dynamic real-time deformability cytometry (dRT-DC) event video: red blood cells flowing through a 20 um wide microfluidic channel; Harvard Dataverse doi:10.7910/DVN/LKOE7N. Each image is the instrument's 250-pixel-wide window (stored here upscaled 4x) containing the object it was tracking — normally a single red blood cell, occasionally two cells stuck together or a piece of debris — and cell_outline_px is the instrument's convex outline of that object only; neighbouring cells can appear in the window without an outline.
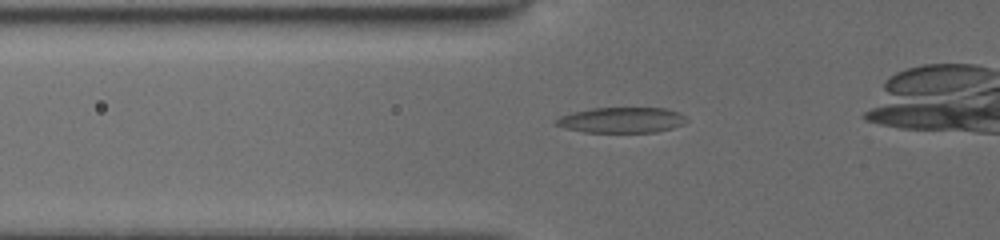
{"species": "common noctule bat (a hibernating species)", "species_latin": "Nyctalus noctula", "temperature_condition": "cold", "stored_images_in_passage": 34, "camera_frame_rate_fps": 3000, "um_per_image_px": 0.085, "animal": {"sex": "female", "body_mass_g": 19.5, "forearm_length_mm": 54.1}, "frame": {"image": 1, "passage_image": 6, "time_ms": 1.667, "image_size_px": [1000, 240], "cell_outline_px": [[688, 120], [684, 124], [672, 128], [656, 132], [584, 132], [564, 128], [552, 124], [560, 116], [592, 108], [668, 108], [684, 116]], "centroid_in_image_um": [52.83, 10.21], "position_along_channel_um": 73.0, "area_um2": 19.36}}
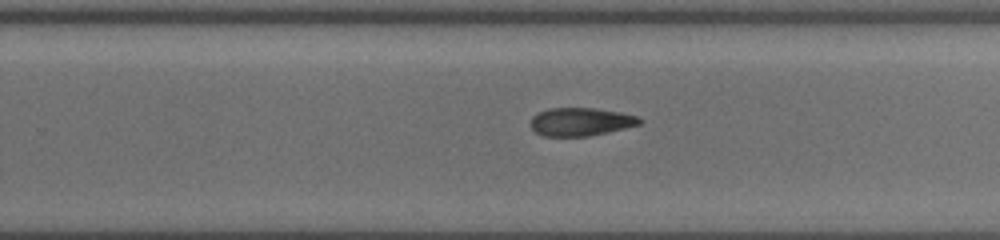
{"frame": {"image": 2, "passage_image": 22, "time_ms": 7.0, "image_size_px": [1000, 240], "cell_outline_px": [[644, 120], [640, 124], [624, 128], [588, 136], [544, 136], [536, 132], [532, 128], [532, 116], [548, 108], [592, 108], [620, 112], [636, 116]], "centroid_in_image_um": [49.37, 10.34], "position_along_channel_um": 280.4, "area_um2": 17.63}}
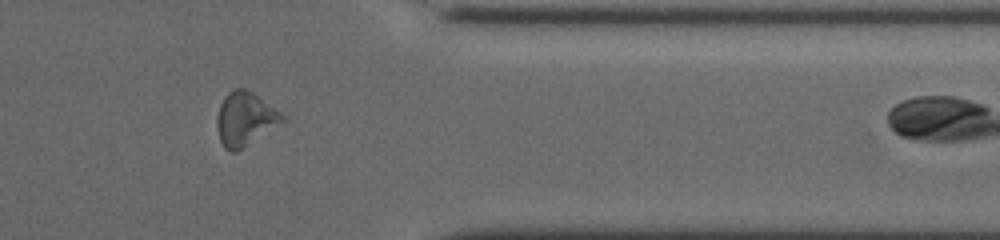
{"frame": {"image": 3, "passage_image": 31, "time_ms": 10.0, "image_size_px": [1000, 240], "cell_outline_px": [[288, 120], [236, 152], [232, 152], [224, 148], [220, 140], [216, 124], [216, 116], [220, 104], [224, 96], [228, 92], [236, 88], [244, 88], [252, 92], [280, 112]], "centroid_in_image_um": [20.82, 10.12], "position_along_channel_um": 390.6, "area_um2": 20.52}}